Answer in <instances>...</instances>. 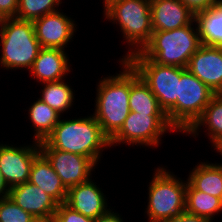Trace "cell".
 Here are the masks:
<instances>
[{
	"mask_svg": "<svg viewBox=\"0 0 222 222\" xmlns=\"http://www.w3.org/2000/svg\"><path fill=\"white\" fill-rule=\"evenodd\" d=\"M118 62L121 71L101 77L96 84L95 111L92 114L109 139L120 130L130 112V63L120 59Z\"/></svg>",
	"mask_w": 222,
	"mask_h": 222,
	"instance_id": "6da1fadb",
	"label": "cell"
},
{
	"mask_svg": "<svg viewBox=\"0 0 222 222\" xmlns=\"http://www.w3.org/2000/svg\"><path fill=\"white\" fill-rule=\"evenodd\" d=\"M74 119L64 118L54 127L45 141L54 149L90 158L97 166L103 150L110 147V139L103 133L92 114Z\"/></svg>",
	"mask_w": 222,
	"mask_h": 222,
	"instance_id": "7a4b0ae2",
	"label": "cell"
},
{
	"mask_svg": "<svg viewBox=\"0 0 222 222\" xmlns=\"http://www.w3.org/2000/svg\"><path fill=\"white\" fill-rule=\"evenodd\" d=\"M196 20L187 26L169 31H153L140 52L127 59H151L161 65L186 68L201 46Z\"/></svg>",
	"mask_w": 222,
	"mask_h": 222,
	"instance_id": "3957f363",
	"label": "cell"
},
{
	"mask_svg": "<svg viewBox=\"0 0 222 222\" xmlns=\"http://www.w3.org/2000/svg\"><path fill=\"white\" fill-rule=\"evenodd\" d=\"M103 17L119 26L128 51L120 60L140 52L152 35L150 0H113L104 8Z\"/></svg>",
	"mask_w": 222,
	"mask_h": 222,
	"instance_id": "277c9868",
	"label": "cell"
},
{
	"mask_svg": "<svg viewBox=\"0 0 222 222\" xmlns=\"http://www.w3.org/2000/svg\"><path fill=\"white\" fill-rule=\"evenodd\" d=\"M166 167L162 164L156 167L147 185L148 202L144 215L148 222H168L185 212L187 180H182Z\"/></svg>",
	"mask_w": 222,
	"mask_h": 222,
	"instance_id": "5b68a950",
	"label": "cell"
},
{
	"mask_svg": "<svg viewBox=\"0 0 222 222\" xmlns=\"http://www.w3.org/2000/svg\"><path fill=\"white\" fill-rule=\"evenodd\" d=\"M0 67L5 70H30L41 49L33 21L3 19L0 30Z\"/></svg>",
	"mask_w": 222,
	"mask_h": 222,
	"instance_id": "8992f818",
	"label": "cell"
},
{
	"mask_svg": "<svg viewBox=\"0 0 222 222\" xmlns=\"http://www.w3.org/2000/svg\"><path fill=\"white\" fill-rule=\"evenodd\" d=\"M158 99L171 125L176 129V99L181 67L161 65L151 59H126Z\"/></svg>",
	"mask_w": 222,
	"mask_h": 222,
	"instance_id": "52a82bcc",
	"label": "cell"
},
{
	"mask_svg": "<svg viewBox=\"0 0 222 222\" xmlns=\"http://www.w3.org/2000/svg\"><path fill=\"white\" fill-rule=\"evenodd\" d=\"M169 132L179 133L171 125L167 115H148L130 111L123 126L110 139V147L126 143L127 146L140 148H159L163 136Z\"/></svg>",
	"mask_w": 222,
	"mask_h": 222,
	"instance_id": "ba28073f",
	"label": "cell"
},
{
	"mask_svg": "<svg viewBox=\"0 0 222 222\" xmlns=\"http://www.w3.org/2000/svg\"><path fill=\"white\" fill-rule=\"evenodd\" d=\"M216 93L188 69L181 67L176 99V130L184 134L202 115Z\"/></svg>",
	"mask_w": 222,
	"mask_h": 222,
	"instance_id": "9c48e42d",
	"label": "cell"
},
{
	"mask_svg": "<svg viewBox=\"0 0 222 222\" xmlns=\"http://www.w3.org/2000/svg\"><path fill=\"white\" fill-rule=\"evenodd\" d=\"M39 148L67 189L89 181L97 168L90 158L54 149L45 140L39 142Z\"/></svg>",
	"mask_w": 222,
	"mask_h": 222,
	"instance_id": "30bf717a",
	"label": "cell"
},
{
	"mask_svg": "<svg viewBox=\"0 0 222 222\" xmlns=\"http://www.w3.org/2000/svg\"><path fill=\"white\" fill-rule=\"evenodd\" d=\"M31 142L19 147L0 143V172L10 188L29 180L33 160L40 153L39 142Z\"/></svg>",
	"mask_w": 222,
	"mask_h": 222,
	"instance_id": "8fae6325",
	"label": "cell"
},
{
	"mask_svg": "<svg viewBox=\"0 0 222 222\" xmlns=\"http://www.w3.org/2000/svg\"><path fill=\"white\" fill-rule=\"evenodd\" d=\"M33 24L41 48L67 50L68 44L73 41V37L78 31L76 21L62 10L46 14L34 20Z\"/></svg>",
	"mask_w": 222,
	"mask_h": 222,
	"instance_id": "7c38bea8",
	"label": "cell"
},
{
	"mask_svg": "<svg viewBox=\"0 0 222 222\" xmlns=\"http://www.w3.org/2000/svg\"><path fill=\"white\" fill-rule=\"evenodd\" d=\"M186 69L216 94H222V47L202 44Z\"/></svg>",
	"mask_w": 222,
	"mask_h": 222,
	"instance_id": "4fadbf2b",
	"label": "cell"
},
{
	"mask_svg": "<svg viewBox=\"0 0 222 222\" xmlns=\"http://www.w3.org/2000/svg\"><path fill=\"white\" fill-rule=\"evenodd\" d=\"M94 181V182H93ZM92 178L82 184L68 188L65 204L82 215L96 219L110 210L109 197Z\"/></svg>",
	"mask_w": 222,
	"mask_h": 222,
	"instance_id": "5bb4252c",
	"label": "cell"
},
{
	"mask_svg": "<svg viewBox=\"0 0 222 222\" xmlns=\"http://www.w3.org/2000/svg\"><path fill=\"white\" fill-rule=\"evenodd\" d=\"M66 52L60 48H41L28 71L31 78L37 79L40 84L67 79L66 76L72 72V64Z\"/></svg>",
	"mask_w": 222,
	"mask_h": 222,
	"instance_id": "9a60e30c",
	"label": "cell"
},
{
	"mask_svg": "<svg viewBox=\"0 0 222 222\" xmlns=\"http://www.w3.org/2000/svg\"><path fill=\"white\" fill-rule=\"evenodd\" d=\"M9 197L36 219L54 217L58 206L50 195L28 181L11 187Z\"/></svg>",
	"mask_w": 222,
	"mask_h": 222,
	"instance_id": "2e32d148",
	"label": "cell"
},
{
	"mask_svg": "<svg viewBox=\"0 0 222 222\" xmlns=\"http://www.w3.org/2000/svg\"><path fill=\"white\" fill-rule=\"evenodd\" d=\"M153 31H169L191 24L195 14L180 0H150Z\"/></svg>",
	"mask_w": 222,
	"mask_h": 222,
	"instance_id": "e0dca14e",
	"label": "cell"
},
{
	"mask_svg": "<svg viewBox=\"0 0 222 222\" xmlns=\"http://www.w3.org/2000/svg\"><path fill=\"white\" fill-rule=\"evenodd\" d=\"M202 127V128H201ZM202 130L206 137L210 140L215 152L222 148V94H216L202 115L194 122V124L184 133L191 137L197 138Z\"/></svg>",
	"mask_w": 222,
	"mask_h": 222,
	"instance_id": "ac0fdd59",
	"label": "cell"
},
{
	"mask_svg": "<svg viewBox=\"0 0 222 222\" xmlns=\"http://www.w3.org/2000/svg\"><path fill=\"white\" fill-rule=\"evenodd\" d=\"M28 182L40 187L58 204L65 203L68 189L41 152L33 160Z\"/></svg>",
	"mask_w": 222,
	"mask_h": 222,
	"instance_id": "d6986e66",
	"label": "cell"
},
{
	"mask_svg": "<svg viewBox=\"0 0 222 222\" xmlns=\"http://www.w3.org/2000/svg\"><path fill=\"white\" fill-rule=\"evenodd\" d=\"M215 163V164H214ZM201 161L187 175V182L198 191L222 200V163Z\"/></svg>",
	"mask_w": 222,
	"mask_h": 222,
	"instance_id": "ffe728a7",
	"label": "cell"
},
{
	"mask_svg": "<svg viewBox=\"0 0 222 222\" xmlns=\"http://www.w3.org/2000/svg\"><path fill=\"white\" fill-rule=\"evenodd\" d=\"M130 111L148 115H166L149 86L130 64Z\"/></svg>",
	"mask_w": 222,
	"mask_h": 222,
	"instance_id": "44dd1931",
	"label": "cell"
},
{
	"mask_svg": "<svg viewBox=\"0 0 222 222\" xmlns=\"http://www.w3.org/2000/svg\"><path fill=\"white\" fill-rule=\"evenodd\" d=\"M203 45L222 47V0L212 8L195 14Z\"/></svg>",
	"mask_w": 222,
	"mask_h": 222,
	"instance_id": "7402d4cb",
	"label": "cell"
},
{
	"mask_svg": "<svg viewBox=\"0 0 222 222\" xmlns=\"http://www.w3.org/2000/svg\"><path fill=\"white\" fill-rule=\"evenodd\" d=\"M28 118L34 129L33 141H44L59 123L60 118L64 115L58 113L48 104L37 98L28 108Z\"/></svg>",
	"mask_w": 222,
	"mask_h": 222,
	"instance_id": "603a6c76",
	"label": "cell"
},
{
	"mask_svg": "<svg viewBox=\"0 0 222 222\" xmlns=\"http://www.w3.org/2000/svg\"><path fill=\"white\" fill-rule=\"evenodd\" d=\"M65 80L41 83L43 86H41L39 97L41 101L48 104L61 115L71 111L70 109L74 106L76 96L74 88L68 82L66 83Z\"/></svg>",
	"mask_w": 222,
	"mask_h": 222,
	"instance_id": "cb8c5ba5",
	"label": "cell"
},
{
	"mask_svg": "<svg viewBox=\"0 0 222 222\" xmlns=\"http://www.w3.org/2000/svg\"><path fill=\"white\" fill-rule=\"evenodd\" d=\"M185 211L214 222L215 215L222 213V200L208 193L195 190L188 182L186 186Z\"/></svg>",
	"mask_w": 222,
	"mask_h": 222,
	"instance_id": "d4e9b609",
	"label": "cell"
},
{
	"mask_svg": "<svg viewBox=\"0 0 222 222\" xmlns=\"http://www.w3.org/2000/svg\"><path fill=\"white\" fill-rule=\"evenodd\" d=\"M62 0H18L17 19L34 21L42 16L57 12Z\"/></svg>",
	"mask_w": 222,
	"mask_h": 222,
	"instance_id": "484cf974",
	"label": "cell"
},
{
	"mask_svg": "<svg viewBox=\"0 0 222 222\" xmlns=\"http://www.w3.org/2000/svg\"><path fill=\"white\" fill-rule=\"evenodd\" d=\"M36 218L10 197L0 199V222H35Z\"/></svg>",
	"mask_w": 222,
	"mask_h": 222,
	"instance_id": "4316f807",
	"label": "cell"
},
{
	"mask_svg": "<svg viewBox=\"0 0 222 222\" xmlns=\"http://www.w3.org/2000/svg\"><path fill=\"white\" fill-rule=\"evenodd\" d=\"M54 217L57 222H94V219L78 213L65 203L58 204Z\"/></svg>",
	"mask_w": 222,
	"mask_h": 222,
	"instance_id": "83f0119b",
	"label": "cell"
},
{
	"mask_svg": "<svg viewBox=\"0 0 222 222\" xmlns=\"http://www.w3.org/2000/svg\"><path fill=\"white\" fill-rule=\"evenodd\" d=\"M194 14L212 8L220 0H180Z\"/></svg>",
	"mask_w": 222,
	"mask_h": 222,
	"instance_id": "f1b7e54d",
	"label": "cell"
},
{
	"mask_svg": "<svg viewBox=\"0 0 222 222\" xmlns=\"http://www.w3.org/2000/svg\"><path fill=\"white\" fill-rule=\"evenodd\" d=\"M18 0H0V17L2 19L16 17Z\"/></svg>",
	"mask_w": 222,
	"mask_h": 222,
	"instance_id": "f546056e",
	"label": "cell"
},
{
	"mask_svg": "<svg viewBox=\"0 0 222 222\" xmlns=\"http://www.w3.org/2000/svg\"><path fill=\"white\" fill-rule=\"evenodd\" d=\"M168 222H212V221L203 217H199L197 215L189 214L185 211L177 215L174 219Z\"/></svg>",
	"mask_w": 222,
	"mask_h": 222,
	"instance_id": "4dcf8cb0",
	"label": "cell"
},
{
	"mask_svg": "<svg viewBox=\"0 0 222 222\" xmlns=\"http://www.w3.org/2000/svg\"><path fill=\"white\" fill-rule=\"evenodd\" d=\"M114 209H110L107 213L104 215H101L94 219V222H124L122 215L117 213ZM122 217V218H121Z\"/></svg>",
	"mask_w": 222,
	"mask_h": 222,
	"instance_id": "1f68e13d",
	"label": "cell"
},
{
	"mask_svg": "<svg viewBox=\"0 0 222 222\" xmlns=\"http://www.w3.org/2000/svg\"><path fill=\"white\" fill-rule=\"evenodd\" d=\"M10 194V187L8 186L7 182L5 181L3 175L0 172V199L7 198Z\"/></svg>",
	"mask_w": 222,
	"mask_h": 222,
	"instance_id": "d6a6232c",
	"label": "cell"
},
{
	"mask_svg": "<svg viewBox=\"0 0 222 222\" xmlns=\"http://www.w3.org/2000/svg\"><path fill=\"white\" fill-rule=\"evenodd\" d=\"M35 222H57L55 217L36 219Z\"/></svg>",
	"mask_w": 222,
	"mask_h": 222,
	"instance_id": "836d02e7",
	"label": "cell"
},
{
	"mask_svg": "<svg viewBox=\"0 0 222 222\" xmlns=\"http://www.w3.org/2000/svg\"><path fill=\"white\" fill-rule=\"evenodd\" d=\"M113 0H103V8Z\"/></svg>",
	"mask_w": 222,
	"mask_h": 222,
	"instance_id": "e575fe53",
	"label": "cell"
},
{
	"mask_svg": "<svg viewBox=\"0 0 222 222\" xmlns=\"http://www.w3.org/2000/svg\"><path fill=\"white\" fill-rule=\"evenodd\" d=\"M217 153H220L219 155H221L220 157H222V148Z\"/></svg>",
	"mask_w": 222,
	"mask_h": 222,
	"instance_id": "d590c367",
	"label": "cell"
},
{
	"mask_svg": "<svg viewBox=\"0 0 222 222\" xmlns=\"http://www.w3.org/2000/svg\"><path fill=\"white\" fill-rule=\"evenodd\" d=\"M2 21H3V19L0 17V30H1Z\"/></svg>",
	"mask_w": 222,
	"mask_h": 222,
	"instance_id": "8d00e7d4",
	"label": "cell"
}]
</instances>
